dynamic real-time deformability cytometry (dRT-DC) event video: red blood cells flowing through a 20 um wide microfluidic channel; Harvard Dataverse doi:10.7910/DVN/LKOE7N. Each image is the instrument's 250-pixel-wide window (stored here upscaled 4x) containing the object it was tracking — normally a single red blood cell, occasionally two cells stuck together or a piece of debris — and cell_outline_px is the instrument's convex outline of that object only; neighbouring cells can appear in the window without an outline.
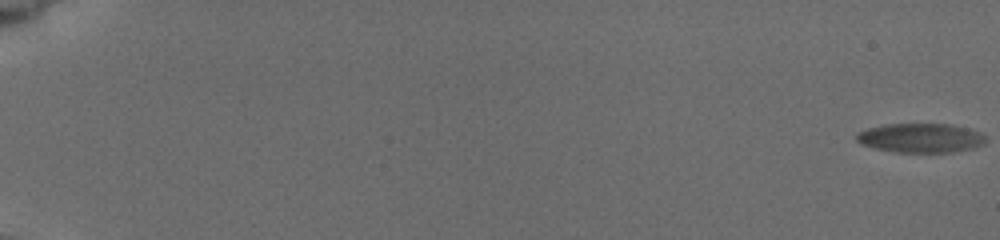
{"species": "common noctule bat (a hibernating species)", "species_latin": "Nyctalus noctula", "temperature_condition": "cold", "stored_images_in_passage": 10, "camera_frame_rate_fps": 3000, "um_per_image_px": 0.085, "animal": {"sex": "female", "body_mass_g": 19.5, "forearm_length_mm": 54.1}, "frame": {"image": 1, "passage_image": 1, "time_ms": 0.0, "image_size_px": [1000, 240], "cell_outline_px": [[984, 144], [952, 152], [896, 152], [876, 148], [864, 144], [856, 140], [856, 136], [860, 132], [868, 128], [884, 124], [948, 124], [964, 128], [976, 132], [984, 136]], "centroid_in_image_um": [78.2, 11.72], "position_along_channel_um": 6.8, "area_um2": 21.39}}
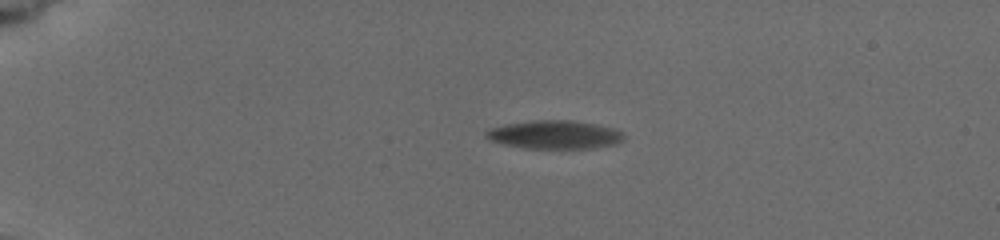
{"frame": {"image": 2, "passage_image": 6, "time_ms": 5.0, "image_size_px": [1000, 240], "cell_outline_px": [[624, 136], [616, 144], [592, 148], [524, 148], [504, 144], [488, 140], [484, 136], [484, 132], [492, 128], [508, 124], [536, 120], [572, 120], [596, 124], [616, 128], [624, 132]], "centroid_in_image_um": [47.16, 11.44], "position_along_channel_um": 37.8, "area_um2": 22.77}}
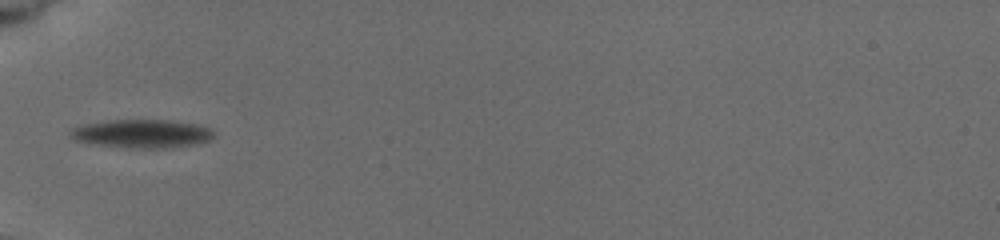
{"frame": {"image": 3, "passage_image": 9, "time_ms": 7.667, "image_size_px": [1000, 240], "cell_outline_px": [[212, 136], [208, 140], [196, 144], [172, 148], [128, 148], [92, 144], [76, 140], [68, 132], [72, 128], [84, 124], [108, 120], [172, 120], [196, 124], [208, 128], [212, 132]], "centroid_in_image_um": [12.03, 11.37], "position_along_channel_um": 73.0, "area_um2": 23.76}}